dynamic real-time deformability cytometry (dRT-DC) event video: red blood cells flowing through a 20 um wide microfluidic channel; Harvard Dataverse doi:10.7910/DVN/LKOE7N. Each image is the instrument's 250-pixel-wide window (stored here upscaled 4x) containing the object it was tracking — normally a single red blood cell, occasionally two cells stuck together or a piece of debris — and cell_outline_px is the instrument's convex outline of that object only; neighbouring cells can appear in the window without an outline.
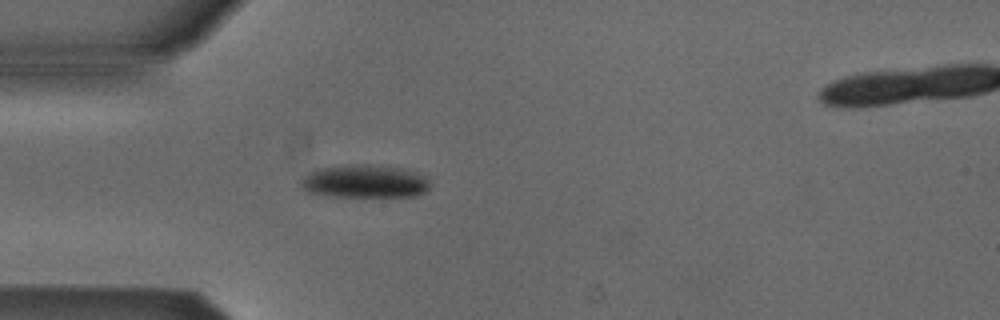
{"species": "Egyptian fruit bat (a non-hibernating species)", "species_latin": "Rousettus aegyptiacus", "temperature_condition": "cold", "stored_images_in_passage": 5, "camera_frame_rate_fps": 3000, "um_per_image_px": 0.085, "animal": {"sex": "male"}, "frame": {"image": 1, "passage_image": 4, "time_ms": 1.0, "image_size_px": [1000, 320], "cell_outline_px": [[428, 188], [424, 192], [416, 196], [324, 196], [308, 192], [300, 184], [300, 180], [308, 172], [316, 168], [348, 164], [368, 164], [404, 168], [428, 176]], "centroid_in_image_um": [30.97, 15.4], "position_along_channel_um": 54.0, "area_um2": 25.2}}